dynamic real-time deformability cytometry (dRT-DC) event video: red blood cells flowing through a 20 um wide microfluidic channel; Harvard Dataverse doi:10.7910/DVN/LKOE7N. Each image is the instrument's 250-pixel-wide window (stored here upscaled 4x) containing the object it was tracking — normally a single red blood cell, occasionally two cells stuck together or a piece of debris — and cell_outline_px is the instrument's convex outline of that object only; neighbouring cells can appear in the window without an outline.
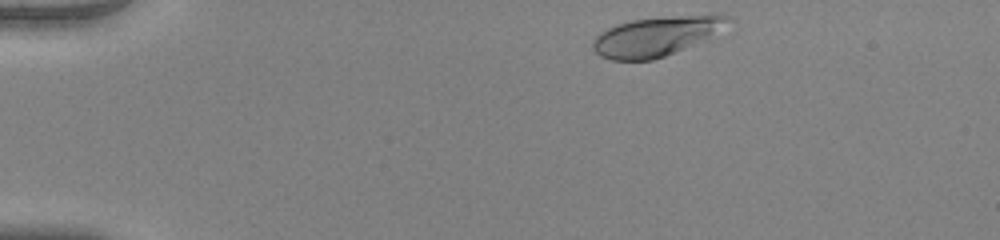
{"species": "human", "species_latin": "Homo sapiens", "temperature_condition": "warm", "stored_images_in_passage": 44, "camera_frame_rate_fps": 3000, "um_per_image_px": 0.085, "donor": {"sex": "female"}, "frame": {"image": 1, "passage_image": 1, "time_ms": 0.0, "image_size_px": [1000, 240], "cell_outline_px": [[732, 20], [684, 48], [664, 56], [652, 60], [612, 60], [600, 56], [592, 48], [592, 40], [600, 32], [616, 24], [632, 20], [712, 12], [720, 12], [728, 16]], "centroid_in_image_um": [55.71, 3.05], "position_along_channel_um": 29.3, "area_um2": 30.58}}
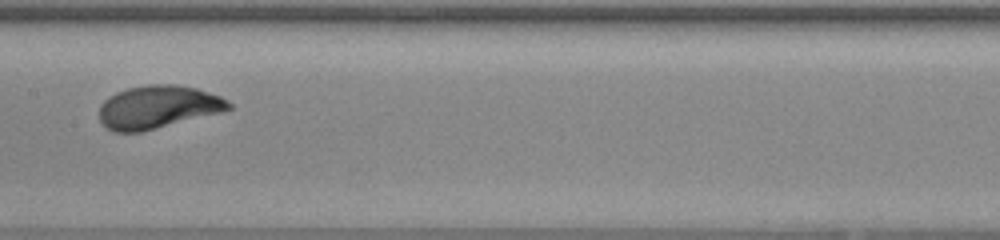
{"frame": {"image": 2, "passage_image": 20, "time_ms": 6.333, "image_size_px": [1000, 240], "cell_outline_px": [[232, 108], [220, 112], [140, 132], [112, 132], [100, 120], [100, 104], [108, 96], [116, 92], [128, 88], [148, 84], [172, 84], [196, 88], [220, 96], [228, 100], [232, 104]], "centroid_in_image_um": [13.4, 9.09], "position_along_channel_um": 194.0, "area_um2": 32.19}}
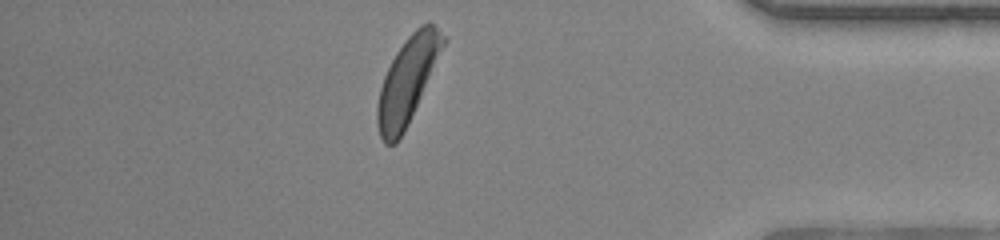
{"frame": {"image": 3, "passage_image": 38, "time_ms": 12.333, "image_size_px": [1000, 240], "cell_outline_px": [[448, 40], [408, 124], [404, 132], [396, 144], [384, 144], [380, 136], [376, 124], [376, 108], [380, 88], [384, 76], [396, 52], [408, 36], [420, 24], [428, 20], [448, 36]], "centroid_in_image_um": [34.66, 6.81], "position_along_channel_um": 400.5, "area_um2": 33.18}, "authors_computed_cell_mechanics": {"area_um2": 31.9923, "velocity_mm_per_s": 3.907, "shape_relaxation_time_tau1_ms": 2.6105, "shape_relaxation_time_tau2_ms": null, "deformation_change_tau1": 0.1861, "deformation_change_tau2": null}}